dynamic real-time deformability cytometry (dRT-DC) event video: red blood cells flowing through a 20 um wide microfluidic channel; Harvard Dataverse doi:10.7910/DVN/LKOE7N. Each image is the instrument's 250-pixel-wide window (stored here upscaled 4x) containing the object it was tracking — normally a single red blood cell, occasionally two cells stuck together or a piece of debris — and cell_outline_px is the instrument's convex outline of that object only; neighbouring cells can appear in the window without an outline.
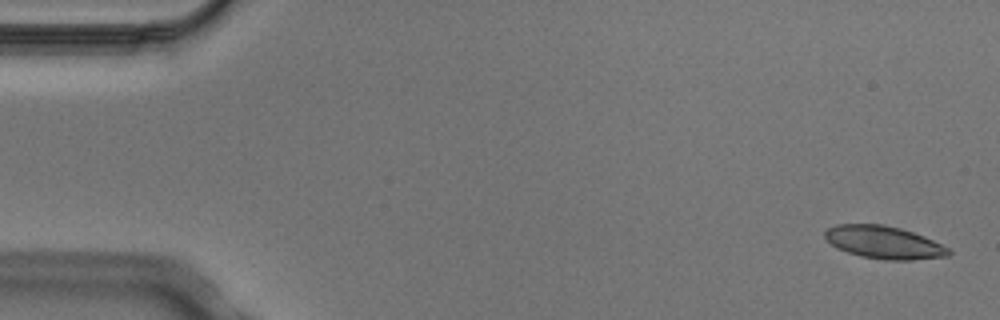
{"species": "Egyptian fruit bat (a non-hibernating species)", "species_latin": "Rousettus aegyptiacus", "temperature_condition": "cold", "stored_images_in_passage": 5, "camera_frame_rate_fps": 3000, "um_per_image_px": 0.085, "animal": {"sex": "male"}, "frame": {"image": 1, "passage_image": 1, "time_ms": 0.0, "image_size_px": [1000, 320], "cell_outline_px": [[952, 252], [948, 256], [912, 260], [888, 260], [860, 256], [836, 248], [824, 236], [824, 232], [828, 228], [836, 224], [880, 224], [900, 228], [924, 236], [948, 248]], "centroid_in_image_um": [75.12, 20.6], "position_along_channel_um": 9.9, "area_um2": 23.41}}
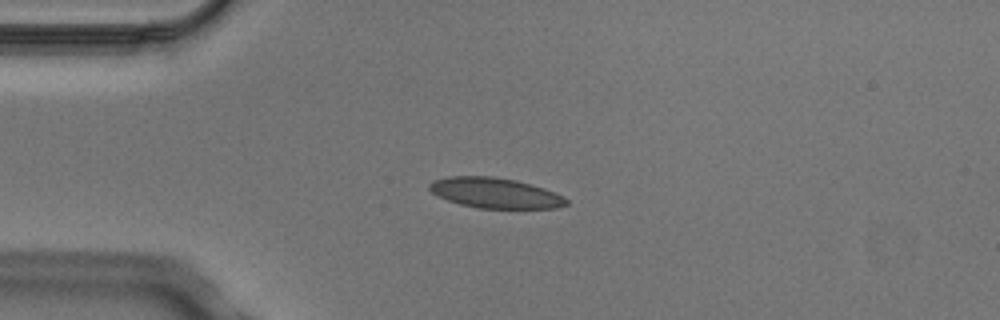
{"frame": {"image": 2, "passage_image": 4, "time_ms": 1.0, "image_size_px": [1000, 320], "cell_outline_px": [[568, 204], [556, 208], [480, 208], [460, 204], [448, 200], [432, 192], [428, 188], [428, 184], [432, 180], [448, 176], [492, 176], [516, 180], [544, 188], [564, 196], [568, 200]], "centroid_in_image_um": [42.08, 16.39], "position_along_channel_um": 42.9, "area_um2": 24.16}}